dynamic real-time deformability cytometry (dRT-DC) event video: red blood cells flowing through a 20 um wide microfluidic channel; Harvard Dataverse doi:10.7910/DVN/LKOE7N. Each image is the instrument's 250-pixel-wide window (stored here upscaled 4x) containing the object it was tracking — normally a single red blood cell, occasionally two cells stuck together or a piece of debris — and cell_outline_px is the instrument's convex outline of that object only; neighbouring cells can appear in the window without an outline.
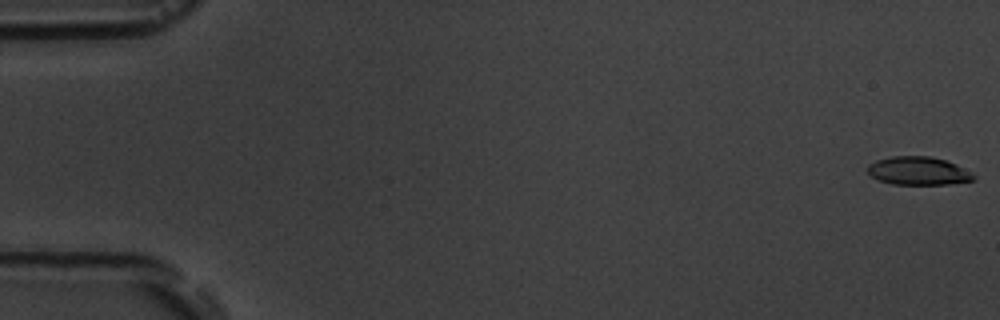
{"species": "common noctule bat (a hibernating species)", "species_latin": "Nyctalus noctula", "temperature_condition": "room temperature", "stored_images_in_passage": 6, "camera_frame_rate_fps": 3000, "um_per_image_px": 0.085, "animal": {"sex": "male", "body_mass_g": 19.5, "forearm_length_mm": 54.6}, "frame": {"image": 1, "passage_image": 1, "time_ms": 0.0, "image_size_px": [1000, 320], "cell_outline_px": [[976, 180], [948, 184], [892, 184], [880, 180], [872, 176], [868, 172], [868, 164], [876, 160], [892, 156], [928, 156], [948, 160], [972, 172], [976, 176]], "centroid_in_image_um": [78.1, 14.52], "position_along_channel_um": 6.9, "area_um2": 17.51}}